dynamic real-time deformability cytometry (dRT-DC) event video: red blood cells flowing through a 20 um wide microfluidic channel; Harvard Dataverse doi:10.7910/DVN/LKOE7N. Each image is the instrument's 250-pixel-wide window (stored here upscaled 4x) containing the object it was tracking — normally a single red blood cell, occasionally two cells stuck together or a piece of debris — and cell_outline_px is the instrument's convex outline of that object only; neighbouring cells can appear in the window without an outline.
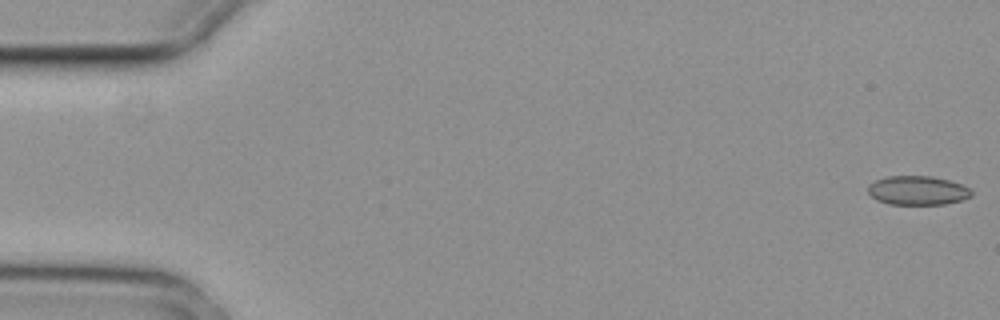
{"species": "common noctule bat (a hibernating species)", "species_latin": "Nyctalus noctula", "temperature_condition": "cold", "stored_images_in_passage": 3, "camera_frame_rate_fps": 3000, "um_per_image_px": 0.085, "animal": {"sex": "female", "body_mass_g": 29.2, "forearm_length_mm": 56.3}, "frame": {"image": 1, "passage_image": 1, "time_ms": 0.0, "image_size_px": [1000, 320], "cell_outline_px": [[972, 196], [960, 200], [944, 204], [888, 204], [876, 200], [868, 192], [868, 184], [876, 180], [888, 176], [932, 176], [948, 180], [960, 184], [968, 188], [972, 192]], "centroid_in_image_um": [77.96, 16.19], "position_along_channel_um": 7.0, "area_um2": 17.4}}